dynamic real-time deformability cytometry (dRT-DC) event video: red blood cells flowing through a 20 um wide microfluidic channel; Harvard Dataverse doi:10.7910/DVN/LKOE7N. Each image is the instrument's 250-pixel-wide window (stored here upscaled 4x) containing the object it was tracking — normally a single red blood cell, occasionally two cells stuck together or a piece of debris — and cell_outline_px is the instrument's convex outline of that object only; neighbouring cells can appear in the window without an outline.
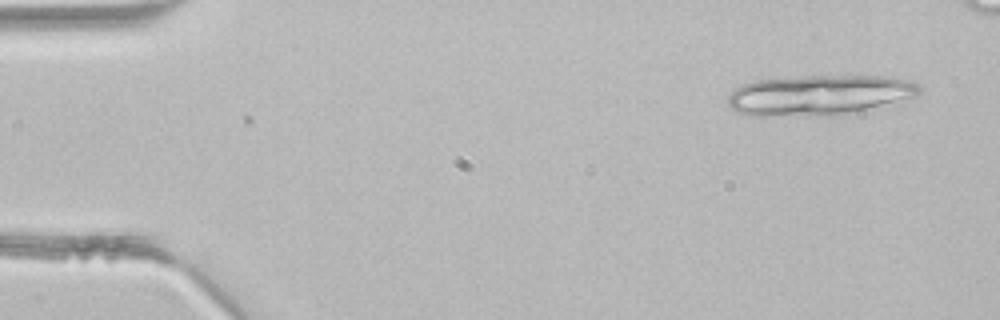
{"species": "common noctule bat (a hibernating species)", "species_latin": "Nyctalus noctula", "temperature_condition": "room temperature", "stored_images_in_passage": 4, "camera_frame_rate_fps": 3000, "um_per_image_px": 0.085, "animal": {"sex": "male", "body_mass_g": 21.5, "forearm_length_mm": 52.0}, "frame": {"image": 1, "passage_image": 1, "time_ms": 0.0, "image_size_px": [1000, 320], "cell_outline_px": [[924, 88], [916, 96], [840, 116], [748, 116], [736, 112], [728, 108], [728, 96], [740, 84], [756, 80], [808, 76], [884, 76], [904, 80], [920, 84]], "centroid_in_image_um": [69.57, 8.1], "position_along_channel_um": 15.4, "area_um2": 45.32}}